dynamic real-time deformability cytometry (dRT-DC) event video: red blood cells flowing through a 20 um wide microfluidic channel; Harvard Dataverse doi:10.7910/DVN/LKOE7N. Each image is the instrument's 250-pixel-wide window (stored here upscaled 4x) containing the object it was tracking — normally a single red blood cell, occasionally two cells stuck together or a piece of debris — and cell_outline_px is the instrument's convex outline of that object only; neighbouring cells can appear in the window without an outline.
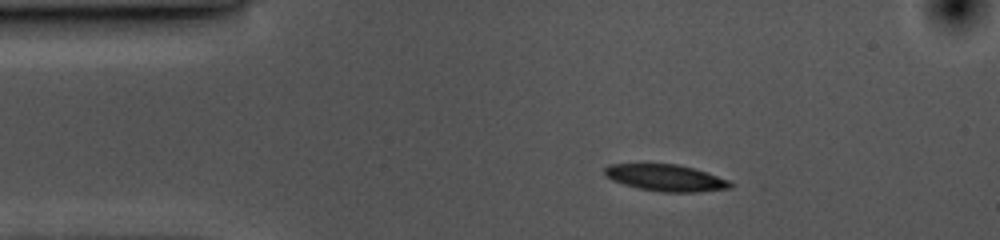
{"species": "common noctule bat (a hibernating species)", "species_latin": "Nyctalus noctula", "temperature_condition": "cold", "stored_images_in_passage": 46, "camera_frame_rate_fps": 3000, "um_per_image_px": 0.085, "animal": {"sex": "female", "body_mass_g": 10.0, "forearm_length_mm": 53.1}, "frame": {"image": 1, "passage_image": 1, "time_ms": 0.0, "image_size_px": [1000, 240], "cell_outline_px": [[732, 188], [696, 192], [664, 192], [636, 188], [612, 180], [604, 176], [604, 168], [608, 164], [676, 164], [708, 172], [728, 180], [732, 184]], "centroid_in_image_um": [56.56, 15.11], "position_along_channel_um": 28.4, "area_um2": 19.54}}
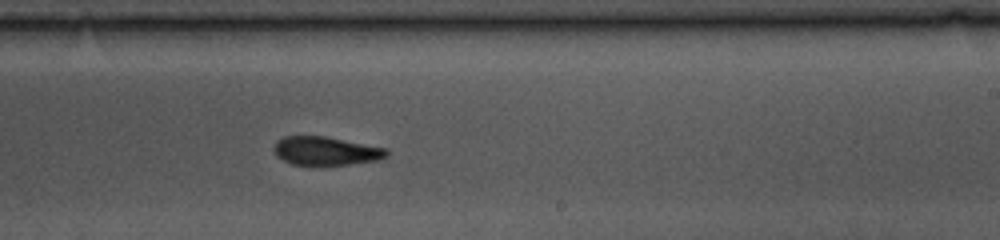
{"frame": {"image": 2, "passage_image": 24, "time_ms": 7.667, "image_size_px": [1000, 240], "cell_outline_px": [[388, 156], [380, 160], [348, 164], [292, 164], [276, 156], [272, 148], [276, 140], [284, 136], [324, 136], [388, 148]], "centroid_in_image_um": [27.7, 12.81], "position_along_channel_um": 261.3, "area_um2": 18.73}}
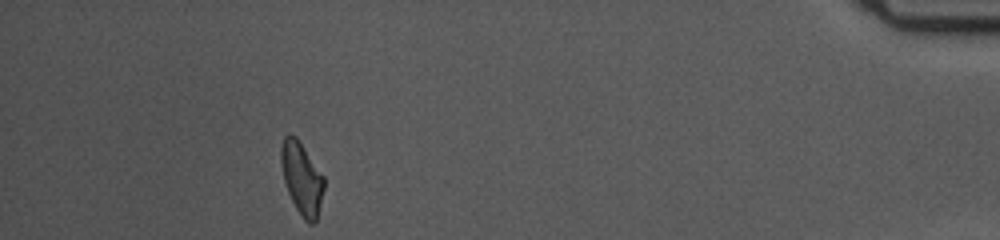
{"frame": {"image": 3, "passage_image": 42, "time_ms": 13.667, "image_size_px": [1000, 240], "cell_outline_px": [[324, 188], [316, 220], [312, 224], [308, 224], [304, 220], [296, 208], [288, 192], [284, 180], [280, 164], [280, 148], [284, 136], [288, 132], [296, 136], [324, 176]], "centroid_in_image_um": [25.63, 15.12], "position_along_channel_um": 409.6, "area_um2": 18.09}}